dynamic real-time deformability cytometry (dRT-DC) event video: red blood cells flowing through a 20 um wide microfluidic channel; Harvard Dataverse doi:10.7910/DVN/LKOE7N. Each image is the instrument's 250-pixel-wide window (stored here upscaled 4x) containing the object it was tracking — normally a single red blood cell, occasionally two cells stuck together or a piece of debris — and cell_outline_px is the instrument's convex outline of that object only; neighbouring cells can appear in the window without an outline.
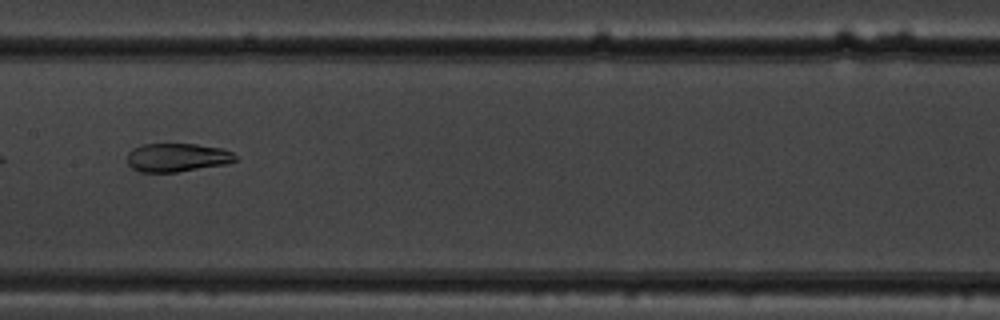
{"species": "common noctule bat (a hibernating species)", "species_latin": "Nyctalus noctula", "temperature_condition": "warm", "stored_images_in_passage": 6, "camera_frame_rate_fps": 3000, "um_per_image_px": 0.085, "animal": {"sex": "male", "body_mass_g": 19.5, "forearm_length_mm": 54.6}, "frame": {"image": 1, "passage_image": 4, "time_ms": 1.0, "image_size_px": [1000, 320], "cell_outline_px": [[236, 160], [224, 164], [176, 172], [140, 172], [132, 168], [128, 164], [128, 152], [132, 148], [144, 144], [196, 144], [220, 148], [232, 152], [236, 156]], "centroid_in_image_um": [15.02, 13.38], "position_along_channel_um": 192.4, "area_um2": 17.8}}
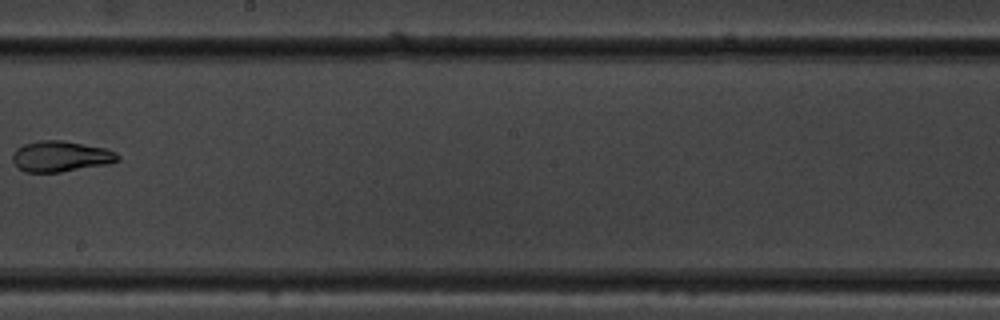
{"frame": {"image": 2, "passage_image": 5, "time_ms": 1.333, "image_size_px": [1000, 320], "cell_outline_px": [[120, 160], [108, 164], [60, 172], [24, 172], [16, 168], [12, 160], [12, 152], [16, 148], [24, 144], [40, 140], [64, 140], [104, 148], [116, 152], [120, 156]], "centroid_in_image_um": [5.12, 13.29], "position_along_channel_um": 243.1, "area_um2": 19.07}}
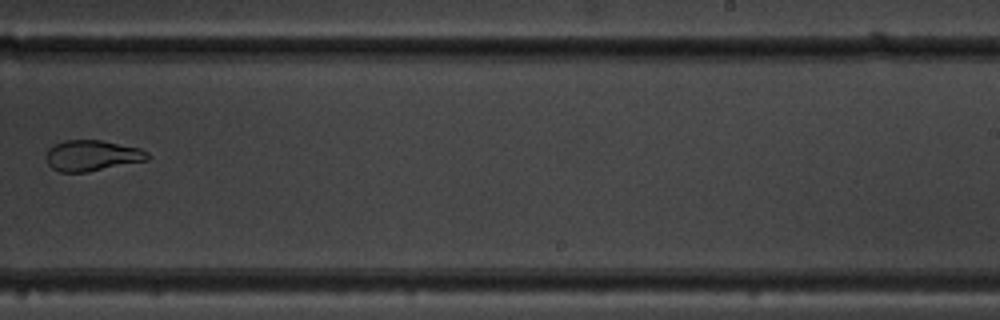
{"frame": {"image": 3, "passage_image": 6, "time_ms": 1.667, "image_size_px": [1000, 320], "cell_outline_px": [[148, 160], [88, 172], [60, 172], [52, 168], [48, 164], [44, 156], [48, 148], [52, 144], [64, 140], [100, 140], [140, 148], [148, 152]], "centroid_in_image_um": [7.77, 13.22], "position_along_channel_um": 281.2, "area_um2": 18.38}}